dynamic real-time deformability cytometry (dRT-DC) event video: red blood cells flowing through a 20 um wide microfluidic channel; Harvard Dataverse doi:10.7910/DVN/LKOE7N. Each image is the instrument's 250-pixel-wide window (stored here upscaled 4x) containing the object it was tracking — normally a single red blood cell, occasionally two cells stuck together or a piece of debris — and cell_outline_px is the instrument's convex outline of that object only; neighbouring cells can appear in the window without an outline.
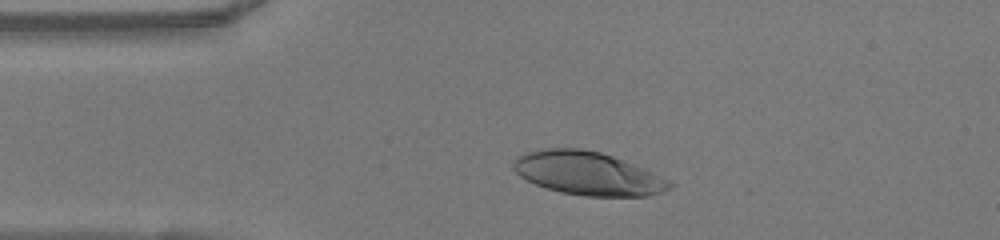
{"species": "human", "species_latin": "Homo sapiens", "temperature_condition": "warm", "stored_images_in_passage": 36, "camera_frame_rate_fps": 3000, "um_per_image_px": 0.085, "donor": {"sex": "female"}, "frame": {"image": 1, "passage_image": 7, "time_ms": 2.0, "image_size_px": [1000, 240], "cell_outline_px": [[676, 184], [672, 188], [648, 196], [584, 196], [560, 192], [536, 184], [520, 176], [512, 168], [512, 160], [516, 156], [524, 152], [544, 148], [584, 148], [600, 152], [624, 160], [644, 168]], "centroid_in_image_um": [49.94, 14.73], "position_along_channel_um": 35.1, "area_um2": 39.59}}
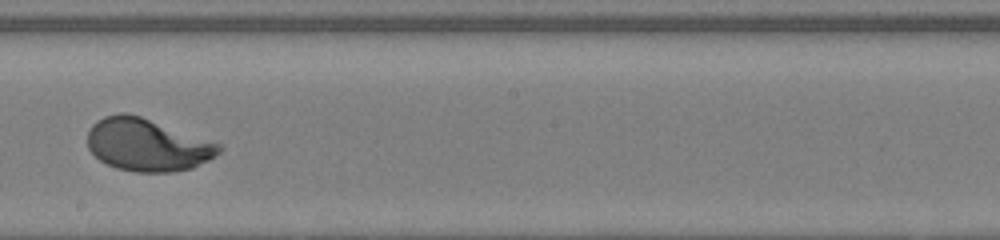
{"frame": {"image": 2, "passage_image": 24, "time_ms": 7.667, "image_size_px": [1000, 240], "cell_outline_px": [[224, 148], [216, 156], [192, 168], [172, 172], [136, 172], [116, 168], [100, 160], [88, 148], [88, 132], [92, 124], [96, 120], [104, 116], [120, 112], [128, 112], [140, 116], [220, 144]], "centroid_in_image_um": [12.5, 12.31], "position_along_channel_um": 235.7, "area_um2": 40.11}}
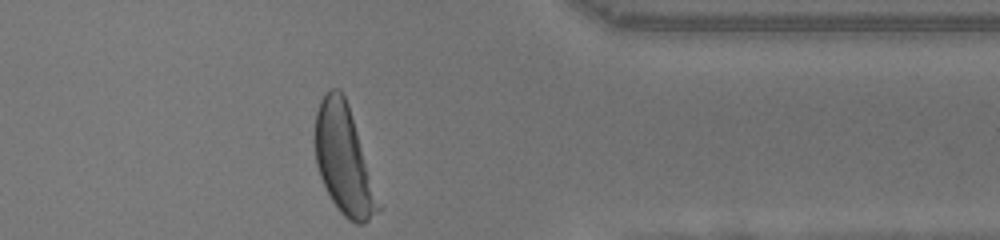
{"frame": {"image": 3, "passage_image": 36, "time_ms": 11.667, "image_size_px": [1000, 240], "cell_outline_px": [[384, 208], [364, 224], [356, 224], [348, 220], [340, 212], [332, 200], [320, 176], [316, 164], [312, 140], [316, 112], [320, 100], [332, 88], [340, 88], [348, 104]], "centroid_in_image_um": [29.24, 13.62], "position_along_channel_um": 382.2, "area_um2": 40.92}, "authors_computed_cell_mechanics": {"area_um2": 40.3444, "velocity_mm_per_s": 4.069, "shape_relaxation_time_tau1_ms": 2.6445, "shape_relaxation_time_tau2_ms": null, "deformation_change_tau1": 0.1996, "deformation_change_tau2": null}}